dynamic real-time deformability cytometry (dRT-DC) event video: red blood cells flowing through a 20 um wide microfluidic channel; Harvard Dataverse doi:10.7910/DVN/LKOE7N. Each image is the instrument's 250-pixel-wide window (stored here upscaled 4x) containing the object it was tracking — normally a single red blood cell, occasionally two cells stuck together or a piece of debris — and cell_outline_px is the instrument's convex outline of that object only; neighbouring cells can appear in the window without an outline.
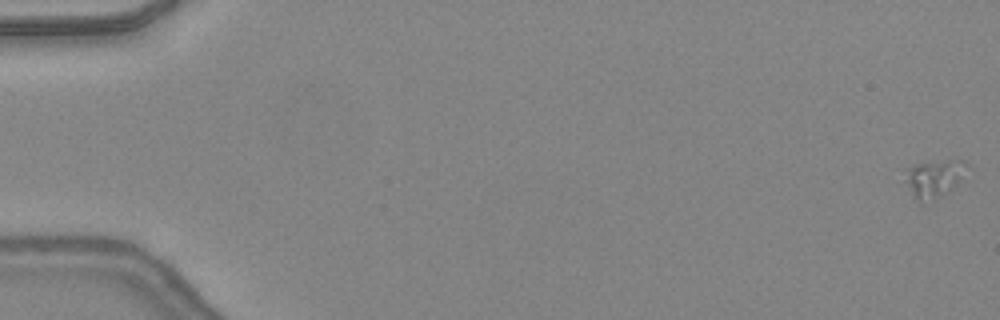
{"species": "common noctule bat (a hibernating species)", "species_latin": "Nyctalus noctula", "temperature_condition": "warm", "stored_images_in_passage": 49, "camera_frame_rate_fps": 3000, "um_per_image_px": 0.085, "animal": {"sex": "female", "body_mass_g": 24.6, "forearm_length_mm": 56.2}, "frame": {"image": 1, "passage_image": 1, "time_ms": 0.0, "image_size_px": [1000, 320], "cell_outline_px": [[968, 164], [960, 180], [944, 192], [924, 204], [920, 204], [912, 196], [904, 180], [900, 168], [916, 164], [948, 160], [964, 160]], "centroid_in_image_um": [79.26, 15.15], "position_along_channel_um": 5.7, "area_um2": 13.58}}
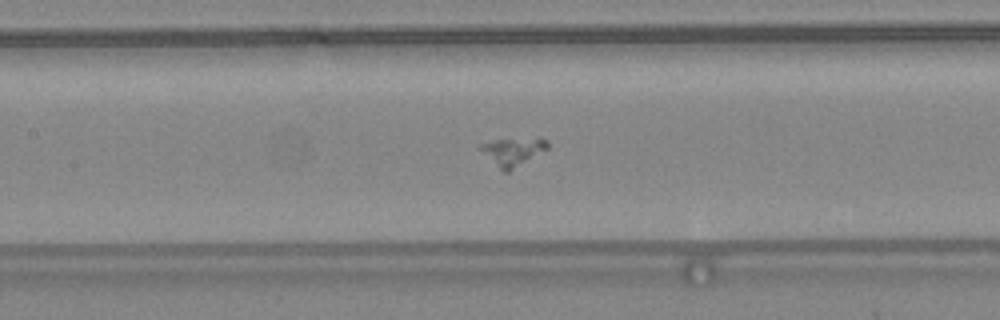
{"frame": {"image": 2, "passage_image": 24, "time_ms": 7.667, "image_size_px": [1000, 320], "cell_outline_px": [[548, 148], [508, 172], [504, 172], [480, 148], [480, 144], [496, 140], [536, 136], [540, 136], [548, 140]], "centroid_in_image_um": [43.69, 12.82], "position_along_channel_um": 163.7, "area_um2": 10.75}}
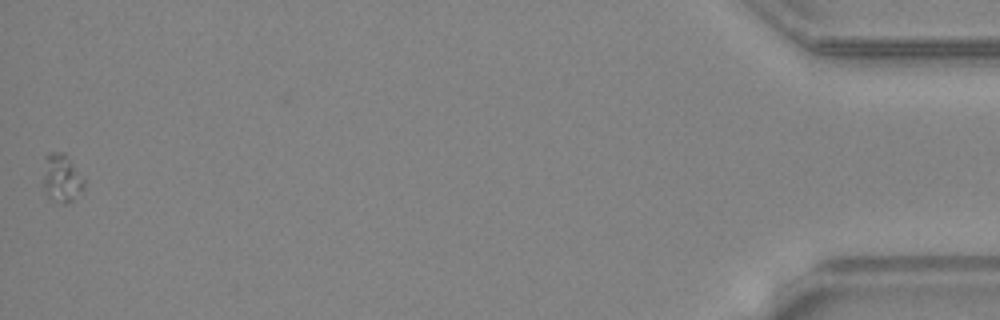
{"frame": {"image": 3, "passage_image": 49, "time_ms": 16.0, "image_size_px": [1000, 320], "cell_outline_px": [[84, 188], [68, 204], [64, 204], [48, 200], [44, 192], [44, 156], [48, 152], [64, 152], [84, 176]], "centroid_in_image_um": [5.23, 15.15], "position_along_channel_um": 430.0, "area_um2": 11.85}}